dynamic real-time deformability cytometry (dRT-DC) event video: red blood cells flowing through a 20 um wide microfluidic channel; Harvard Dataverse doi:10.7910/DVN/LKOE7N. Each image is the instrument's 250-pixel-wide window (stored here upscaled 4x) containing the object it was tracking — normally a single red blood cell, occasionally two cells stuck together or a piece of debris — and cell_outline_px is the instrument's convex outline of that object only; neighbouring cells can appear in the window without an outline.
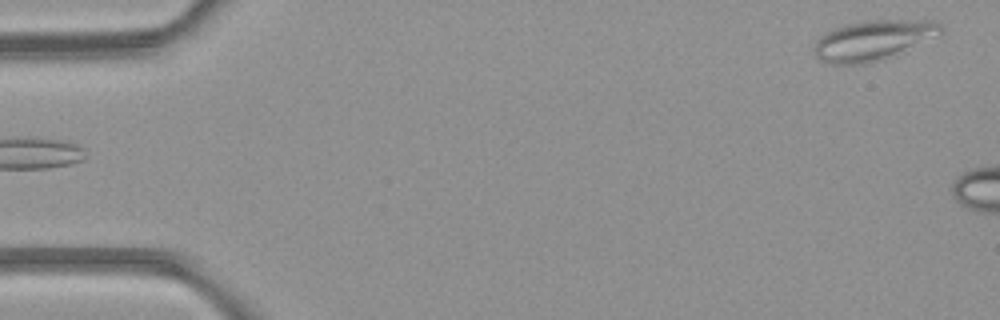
{"species": "common noctule bat (a hibernating species)", "species_latin": "Nyctalus noctula", "temperature_condition": "room temperature", "stored_images_in_passage": 4, "camera_frame_rate_fps": 3000, "um_per_image_px": 0.085, "animal": {"sex": "female", "body_mass_g": 21.9}, "frame": {"image": 1, "passage_image": 4, "time_ms": 3.333, "image_size_px": [1000, 320], "cell_outline_px": [[944, 32], [896, 56], [864, 64], [832, 64], [820, 60], [816, 56], [812, 48], [816, 40], [820, 36], [832, 28], [864, 20], [936, 20], [944, 28]], "centroid_in_image_um": [74.23, 3.42], "position_along_channel_um": 10.8, "area_um2": 30.0}}